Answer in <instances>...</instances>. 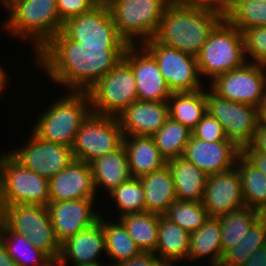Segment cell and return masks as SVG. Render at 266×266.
I'll list each match as a JSON object with an SVG mask.
<instances>
[{
    "instance_id": "1",
    "label": "cell",
    "mask_w": 266,
    "mask_h": 266,
    "mask_svg": "<svg viewBox=\"0 0 266 266\" xmlns=\"http://www.w3.org/2000/svg\"><path fill=\"white\" fill-rule=\"evenodd\" d=\"M128 46H83L61 31L34 55L37 67L65 90L87 92L123 58Z\"/></svg>"
},
{
    "instance_id": "2",
    "label": "cell",
    "mask_w": 266,
    "mask_h": 266,
    "mask_svg": "<svg viewBox=\"0 0 266 266\" xmlns=\"http://www.w3.org/2000/svg\"><path fill=\"white\" fill-rule=\"evenodd\" d=\"M223 20L208 10L172 0L165 8L154 39L171 48L197 56L213 29Z\"/></svg>"
},
{
    "instance_id": "3",
    "label": "cell",
    "mask_w": 266,
    "mask_h": 266,
    "mask_svg": "<svg viewBox=\"0 0 266 266\" xmlns=\"http://www.w3.org/2000/svg\"><path fill=\"white\" fill-rule=\"evenodd\" d=\"M5 9L7 34L29 40L35 55L62 29L56 0H13Z\"/></svg>"
},
{
    "instance_id": "4",
    "label": "cell",
    "mask_w": 266,
    "mask_h": 266,
    "mask_svg": "<svg viewBox=\"0 0 266 266\" xmlns=\"http://www.w3.org/2000/svg\"><path fill=\"white\" fill-rule=\"evenodd\" d=\"M66 92L38 115L31 131L46 141L72 148L80 125L91 113V105L87 92Z\"/></svg>"
},
{
    "instance_id": "5",
    "label": "cell",
    "mask_w": 266,
    "mask_h": 266,
    "mask_svg": "<svg viewBox=\"0 0 266 266\" xmlns=\"http://www.w3.org/2000/svg\"><path fill=\"white\" fill-rule=\"evenodd\" d=\"M199 75L212 82L216 77L242 66L247 60L243 34L223 19L210 33L196 56Z\"/></svg>"
},
{
    "instance_id": "6",
    "label": "cell",
    "mask_w": 266,
    "mask_h": 266,
    "mask_svg": "<svg viewBox=\"0 0 266 266\" xmlns=\"http://www.w3.org/2000/svg\"><path fill=\"white\" fill-rule=\"evenodd\" d=\"M171 1L108 0L106 3L120 36L128 45H141L154 38L164 10Z\"/></svg>"
},
{
    "instance_id": "7",
    "label": "cell",
    "mask_w": 266,
    "mask_h": 266,
    "mask_svg": "<svg viewBox=\"0 0 266 266\" xmlns=\"http://www.w3.org/2000/svg\"><path fill=\"white\" fill-rule=\"evenodd\" d=\"M49 179L30 171L8 152L0 155V211L7 205L48 206Z\"/></svg>"
},
{
    "instance_id": "8",
    "label": "cell",
    "mask_w": 266,
    "mask_h": 266,
    "mask_svg": "<svg viewBox=\"0 0 266 266\" xmlns=\"http://www.w3.org/2000/svg\"><path fill=\"white\" fill-rule=\"evenodd\" d=\"M87 93L92 113L118 117L133 102L138 100L135 76L131 65L122 58Z\"/></svg>"
},
{
    "instance_id": "9",
    "label": "cell",
    "mask_w": 266,
    "mask_h": 266,
    "mask_svg": "<svg viewBox=\"0 0 266 266\" xmlns=\"http://www.w3.org/2000/svg\"><path fill=\"white\" fill-rule=\"evenodd\" d=\"M0 219L13 232L27 237L51 259L59 258L61 244L55 236L47 206L7 205L0 211Z\"/></svg>"
},
{
    "instance_id": "10",
    "label": "cell",
    "mask_w": 266,
    "mask_h": 266,
    "mask_svg": "<svg viewBox=\"0 0 266 266\" xmlns=\"http://www.w3.org/2000/svg\"><path fill=\"white\" fill-rule=\"evenodd\" d=\"M122 144L123 133L118 118L91 112L80 125L71 149L74 159L90 163Z\"/></svg>"
},
{
    "instance_id": "11",
    "label": "cell",
    "mask_w": 266,
    "mask_h": 266,
    "mask_svg": "<svg viewBox=\"0 0 266 266\" xmlns=\"http://www.w3.org/2000/svg\"><path fill=\"white\" fill-rule=\"evenodd\" d=\"M61 32L83 46H128L120 36L106 2L65 21Z\"/></svg>"
},
{
    "instance_id": "12",
    "label": "cell",
    "mask_w": 266,
    "mask_h": 266,
    "mask_svg": "<svg viewBox=\"0 0 266 266\" xmlns=\"http://www.w3.org/2000/svg\"><path fill=\"white\" fill-rule=\"evenodd\" d=\"M209 88L221 98L260 108L266 91V67L246 61L216 77Z\"/></svg>"
},
{
    "instance_id": "13",
    "label": "cell",
    "mask_w": 266,
    "mask_h": 266,
    "mask_svg": "<svg viewBox=\"0 0 266 266\" xmlns=\"http://www.w3.org/2000/svg\"><path fill=\"white\" fill-rule=\"evenodd\" d=\"M142 45L157 61L159 70L171 92H195L204 88L195 56L165 46L154 38Z\"/></svg>"
},
{
    "instance_id": "14",
    "label": "cell",
    "mask_w": 266,
    "mask_h": 266,
    "mask_svg": "<svg viewBox=\"0 0 266 266\" xmlns=\"http://www.w3.org/2000/svg\"><path fill=\"white\" fill-rule=\"evenodd\" d=\"M206 90L207 112L221 123L229 140L240 149L247 146L259 123V108L221 98L210 88Z\"/></svg>"
},
{
    "instance_id": "15",
    "label": "cell",
    "mask_w": 266,
    "mask_h": 266,
    "mask_svg": "<svg viewBox=\"0 0 266 266\" xmlns=\"http://www.w3.org/2000/svg\"><path fill=\"white\" fill-rule=\"evenodd\" d=\"M27 144L7 152L22 166L46 178L65 169L74 159L71 147L46 141L33 131Z\"/></svg>"
},
{
    "instance_id": "16",
    "label": "cell",
    "mask_w": 266,
    "mask_h": 266,
    "mask_svg": "<svg viewBox=\"0 0 266 266\" xmlns=\"http://www.w3.org/2000/svg\"><path fill=\"white\" fill-rule=\"evenodd\" d=\"M123 58L133 70L138 100L167 102L172 92L168 88L153 55L142 44H137L128 45Z\"/></svg>"
},
{
    "instance_id": "17",
    "label": "cell",
    "mask_w": 266,
    "mask_h": 266,
    "mask_svg": "<svg viewBox=\"0 0 266 266\" xmlns=\"http://www.w3.org/2000/svg\"><path fill=\"white\" fill-rule=\"evenodd\" d=\"M95 199L49 202L50 221L60 244L98 222L100 214L94 210Z\"/></svg>"
},
{
    "instance_id": "18",
    "label": "cell",
    "mask_w": 266,
    "mask_h": 266,
    "mask_svg": "<svg viewBox=\"0 0 266 266\" xmlns=\"http://www.w3.org/2000/svg\"><path fill=\"white\" fill-rule=\"evenodd\" d=\"M210 217H219L245 207L237 166L208 175L202 200Z\"/></svg>"
},
{
    "instance_id": "19",
    "label": "cell",
    "mask_w": 266,
    "mask_h": 266,
    "mask_svg": "<svg viewBox=\"0 0 266 266\" xmlns=\"http://www.w3.org/2000/svg\"><path fill=\"white\" fill-rule=\"evenodd\" d=\"M240 153L233 141L208 142L191 135L182 157L207 175H213L236 166Z\"/></svg>"
},
{
    "instance_id": "20",
    "label": "cell",
    "mask_w": 266,
    "mask_h": 266,
    "mask_svg": "<svg viewBox=\"0 0 266 266\" xmlns=\"http://www.w3.org/2000/svg\"><path fill=\"white\" fill-rule=\"evenodd\" d=\"M48 185L50 202L97 196L90 164L76 159L57 175L49 178Z\"/></svg>"
},
{
    "instance_id": "21",
    "label": "cell",
    "mask_w": 266,
    "mask_h": 266,
    "mask_svg": "<svg viewBox=\"0 0 266 266\" xmlns=\"http://www.w3.org/2000/svg\"><path fill=\"white\" fill-rule=\"evenodd\" d=\"M117 118L123 136H152L169 118L168 103L136 100Z\"/></svg>"
},
{
    "instance_id": "22",
    "label": "cell",
    "mask_w": 266,
    "mask_h": 266,
    "mask_svg": "<svg viewBox=\"0 0 266 266\" xmlns=\"http://www.w3.org/2000/svg\"><path fill=\"white\" fill-rule=\"evenodd\" d=\"M102 251L106 253L105 235L101 223L80 231L61 244L59 258L67 265L99 262ZM71 260V263L68 261Z\"/></svg>"
},
{
    "instance_id": "23",
    "label": "cell",
    "mask_w": 266,
    "mask_h": 266,
    "mask_svg": "<svg viewBox=\"0 0 266 266\" xmlns=\"http://www.w3.org/2000/svg\"><path fill=\"white\" fill-rule=\"evenodd\" d=\"M132 178H141L167 165L152 136H123Z\"/></svg>"
},
{
    "instance_id": "24",
    "label": "cell",
    "mask_w": 266,
    "mask_h": 266,
    "mask_svg": "<svg viewBox=\"0 0 266 266\" xmlns=\"http://www.w3.org/2000/svg\"><path fill=\"white\" fill-rule=\"evenodd\" d=\"M89 164L97 194L100 188L109 193L131 178L128 156L123 144L115 151L98 157Z\"/></svg>"
},
{
    "instance_id": "25",
    "label": "cell",
    "mask_w": 266,
    "mask_h": 266,
    "mask_svg": "<svg viewBox=\"0 0 266 266\" xmlns=\"http://www.w3.org/2000/svg\"><path fill=\"white\" fill-rule=\"evenodd\" d=\"M190 236L191 233L164 215H159L158 242L154 254L167 266L181 264L187 261Z\"/></svg>"
},
{
    "instance_id": "26",
    "label": "cell",
    "mask_w": 266,
    "mask_h": 266,
    "mask_svg": "<svg viewBox=\"0 0 266 266\" xmlns=\"http://www.w3.org/2000/svg\"><path fill=\"white\" fill-rule=\"evenodd\" d=\"M173 177L176 199L202 202L208 175L184 157L167 161Z\"/></svg>"
},
{
    "instance_id": "27",
    "label": "cell",
    "mask_w": 266,
    "mask_h": 266,
    "mask_svg": "<svg viewBox=\"0 0 266 266\" xmlns=\"http://www.w3.org/2000/svg\"><path fill=\"white\" fill-rule=\"evenodd\" d=\"M146 212L164 215L176 199L172 173L168 165L140 178Z\"/></svg>"
},
{
    "instance_id": "28",
    "label": "cell",
    "mask_w": 266,
    "mask_h": 266,
    "mask_svg": "<svg viewBox=\"0 0 266 266\" xmlns=\"http://www.w3.org/2000/svg\"><path fill=\"white\" fill-rule=\"evenodd\" d=\"M221 236L219 218L209 217L199 229L191 233L187 260L195 262L209 257L208 264L219 266L223 258Z\"/></svg>"
},
{
    "instance_id": "29",
    "label": "cell",
    "mask_w": 266,
    "mask_h": 266,
    "mask_svg": "<svg viewBox=\"0 0 266 266\" xmlns=\"http://www.w3.org/2000/svg\"><path fill=\"white\" fill-rule=\"evenodd\" d=\"M167 103L169 118L193 130L207 112L206 88L195 92H172Z\"/></svg>"
},
{
    "instance_id": "30",
    "label": "cell",
    "mask_w": 266,
    "mask_h": 266,
    "mask_svg": "<svg viewBox=\"0 0 266 266\" xmlns=\"http://www.w3.org/2000/svg\"><path fill=\"white\" fill-rule=\"evenodd\" d=\"M98 221L101 223L105 235V254L111 258V264L131 260L142 253L119 219L112 222L100 215Z\"/></svg>"
},
{
    "instance_id": "31",
    "label": "cell",
    "mask_w": 266,
    "mask_h": 266,
    "mask_svg": "<svg viewBox=\"0 0 266 266\" xmlns=\"http://www.w3.org/2000/svg\"><path fill=\"white\" fill-rule=\"evenodd\" d=\"M236 166L240 174L245 207L261 212L266 208V176L242 153L237 158Z\"/></svg>"
},
{
    "instance_id": "32",
    "label": "cell",
    "mask_w": 266,
    "mask_h": 266,
    "mask_svg": "<svg viewBox=\"0 0 266 266\" xmlns=\"http://www.w3.org/2000/svg\"><path fill=\"white\" fill-rule=\"evenodd\" d=\"M0 238L18 266H45L51 258L38 249L27 237L13 232L0 219Z\"/></svg>"
},
{
    "instance_id": "33",
    "label": "cell",
    "mask_w": 266,
    "mask_h": 266,
    "mask_svg": "<svg viewBox=\"0 0 266 266\" xmlns=\"http://www.w3.org/2000/svg\"><path fill=\"white\" fill-rule=\"evenodd\" d=\"M119 220L142 252H155L158 242V214L132 213L119 217Z\"/></svg>"
},
{
    "instance_id": "34",
    "label": "cell",
    "mask_w": 266,
    "mask_h": 266,
    "mask_svg": "<svg viewBox=\"0 0 266 266\" xmlns=\"http://www.w3.org/2000/svg\"><path fill=\"white\" fill-rule=\"evenodd\" d=\"M260 216V211L249 207L219 216L222 231V253L224 254L228 249L236 246Z\"/></svg>"
},
{
    "instance_id": "35",
    "label": "cell",
    "mask_w": 266,
    "mask_h": 266,
    "mask_svg": "<svg viewBox=\"0 0 266 266\" xmlns=\"http://www.w3.org/2000/svg\"><path fill=\"white\" fill-rule=\"evenodd\" d=\"M192 130L168 118L165 124L152 135L155 145L166 161L183 156Z\"/></svg>"
},
{
    "instance_id": "36",
    "label": "cell",
    "mask_w": 266,
    "mask_h": 266,
    "mask_svg": "<svg viewBox=\"0 0 266 266\" xmlns=\"http://www.w3.org/2000/svg\"><path fill=\"white\" fill-rule=\"evenodd\" d=\"M266 245V223L260 216L244 238L224 254L219 266H242L259 248Z\"/></svg>"
},
{
    "instance_id": "37",
    "label": "cell",
    "mask_w": 266,
    "mask_h": 266,
    "mask_svg": "<svg viewBox=\"0 0 266 266\" xmlns=\"http://www.w3.org/2000/svg\"><path fill=\"white\" fill-rule=\"evenodd\" d=\"M189 233L199 229L210 217L202 202L176 200L164 214Z\"/></svg>"
},
{
    "instance_id": "38",
    "label": "cell",
    "mask_w": 266,
    "mask_h": 266,
    "mask_svg": "<svg viewBox=\"0 0 266 266\" xmlns=\"http://www.w3.org/2000/svg\"><path fill=\"white\" fill-rule=\"evenodd\" d=\"M114 199L119 210V216L126 214L146 212L144 190L140 178H130L120 186L114 188L109 194Z\"/></svg>"
},
{
    "instance_id": "39",
    "label": "cell",
    "mask_w": 266,
    "mask_h": 266,
    "mask_svg": "<svg viewBox=\"0 0 266 266\" xmlns=\"http://www.w3.org/2000/svg\"><path fill=\"white\" fill-rule=\"evenodd\" d=\"M225 20L241 33L252 27L266 26V0H238Z\"/></svg>"
},
{
    "instance_id": "40",
    "label": "cell",
    "mask_w": 266,
    "mask_h": 266,
    "mask_svg": "<svg viewBox=\"0 0 266 266\" xmlns=\"http://www.w3.org/2000/svg\"><path fill=\"white\" fill-rule=\"evenodd\" d=\"M242 34L246 60L266 67V26L252 27Z\"/></svg>"
},
{
    "instance_id": "41",
    "label": "cell",
    "mask_w": 266,
    "mask_h": 266,
    "mask_svg": "<svg viewBox=\"0 0 266 266\" xmlns=\"http://www.w3.org/2000/svg\"><path fill=\"white\" fill-rule=\"evenodd\" d=\"M192 135L208 142L231 141L228 139L221 123L209 112L203 115L202 119L192 130Z\"/></svg>"
},
{
    "instance_id": "42",
    "label": "cell",
    "mask_w": 266,
    "mask_h": 266,
    "mask_svg": "<svg viewBox=\"0 0 266 266\" xmlns=\"http://www.w3.org/2000/svg\"><path fill=\"white\" fill-rule=\"evenodd\" d=\"M59 18L62 23L91 10L98 0H56Z\"/></svg>"
},
{
    "instance_id": "43",
    "label": "cell",
    "mask_w": 266,
    "mask_h": 266,
    "mask_svg": "<svg viewBox=\"0 0 266 266\" xmlns=\"http://www.w3.org/2000/svg\"><path fill=\"white\" fill-rule=\"evenodd\" d=\"M184 5L201 10H208L221 16L223 19L236 6L238 0H180Z\"/></svg>"
},
{
    "instance_id": "44",
    "label": "cell",
    "mask_w": 266,
    "mask_h": 266,
    "mask_svg": "<svg viewBox=\"0 0 266 266\" xmlns=\"http://www.w3.org/2000/svg\"><path fill=\"white\" fill-rule=\"evenodd\" d=\"M112 266H167L152 252H142L135 258L120 262L118 264H112Z\"/></svg>"
},
{
    "instance_id": "45",
    "label": "cell",
    "mask_w": 266,
    "mask_h": 266,
    "mask_svg": "<svg viewBox=\"0 0 266 266\" xmlns=\"http://www.w3.org/2000/svg\"><path fill=\"white\" fill-rule=\"evenodd\" d=\"M241 150H255L259 153L266 154V126L259 122L252 141Z\"/></svg>"
},
{
    "instance_id": "46",
    "label": "cell",
    "mask_w": 266,
    "mask_h": 266,
    "mask_svg": "<svg viewBox=\"0 0 266 266\" xmlns=\"http://www.w3.org/2000/svg\"><path fill=\"white\" fill-rule=\"evenodd\" d=\"M241 153L266 176V154L255 150H241Z\"/></svg>"
},
{
    "instance_id": "47",
    "label": "cell",
    "mask_w": 266,
    "mask_h": 266,
    "mask_svg": "<svg viewBox=\"0 0 266 266\" xmlns=\"http://www.w3.org/2000/svg\"><path fill=\"white\" fill-rule=\"evenodd\" d=\"M242 266H266V245L255 251Z\"/></svg>"
},
{
    "instance_id": "48",
    "label": "cell",
    "mask_w": 266,
    "mask_h": 266,
    "mask_svg": "<svg viewBox=\"0 0 266 266\" xmlns=\"http://www.w3.org/2000/svg\"><path fill=\"white\" fill-rule=\"evenodd\" d=\"M0 266H18L7 252L5 244L0 238Z\"/></svg>"
},
{
    "instance_id": "49",
    "label": "cell",
    "mask_w": 266,
    "mask_h": 266,
    "mask_svg": "<svg viewBox=\"0 0 266 266\" xmlns=\"http://www.w3.org/2000/svg\"><path fill=\"white\" fill-rule=\"evenodd\" d=\"M8 73L6 74V71L4 70V68L2 67V65H0V96L1 94L3 95V91L6 90V83L8 82L7 80L9 79Z\"/></svg>"
},
{
    "instance_id": "50",
    "label": "cell",
    "mask_w": 266,
    "mask_h": 266,
    "mask_svg": "<svg viewBox=\"0 0 266 266\" xmlns=\"http://www.w3.org/2000/svg\"><path fill=\"white\" fill-rule=\"evenodd\" d=\"M259 122L266 126V91L261 107L259 108Z\"/></svg>"
},
{
    "instance_id": "51",
    "label": "cell",
    "mask_w": 266,
    "mask_h": 266,
    "mask_svg": "<svg viewBox=\"0 0 266 266\" xmlns=\"http://www.w3.org/2000/svg\"><path fill=\"white\" fill-rule=\"evenodd\" d=\"M67 264L63 262L60 258L51 259L45 266H66Z\"/></svg>"
},
{
    "instance_id": "52",
    "label": "cell",
    "mask_w": 266,
    "mask_h": 266,
    "mask_svg": "<svg viewBox=\"0 0 266 266\" xmlns=\"http://www.w3.org/2000/svg\"><path fill=\"white\" fill-rule=\"evenodd\" d=\"M104 264H107V263H100V262H94V263H87V264H81V265H74V266H112L111 263H109V265H104Z\"/></svg>"
},
{
    "instance_id": "53",
    "label": "cell",
    "mask_w": 266,
    "mask_h": 266,
    "mask_svg": "<svg viewBox=\"0 0 266 266\" xmlns=\"http://www.w3.org/2000/svg\"><path fill=\"white\" fill-rule=\"evenodd\" d=\"M13 0H0V4L3 6V8H6Z\"/></svg>"
},
{
    "instance_id": "54",
    "label": "cell",
    "mask_w": 266,
    "mask_h": 266,
    "mask_svg": "<svg viewBox=\"0 0 266 266\" xmlns=\"http://www.w3.org/2000/svg\"><path fill=\"white\" fill-rule=\"evenodd\" d=\"M260 213H261V217L265 220V223H266V208H264Z\"/></svg>"
},
{
    "instance_id": "55",
    "label": "cell",
    "mask_w": 266,
    "mask_h": 266,
    "mask_svg": "<svg viewBox=\"0 0 266 266\" xmlns=\"http://www.w3.org/2000/svg\"><path fill=\"white\" fill-rule=\"evenodd\" d=\"M99 2H107L108 0H98Z\"/></svg>"
}]
</instances>
